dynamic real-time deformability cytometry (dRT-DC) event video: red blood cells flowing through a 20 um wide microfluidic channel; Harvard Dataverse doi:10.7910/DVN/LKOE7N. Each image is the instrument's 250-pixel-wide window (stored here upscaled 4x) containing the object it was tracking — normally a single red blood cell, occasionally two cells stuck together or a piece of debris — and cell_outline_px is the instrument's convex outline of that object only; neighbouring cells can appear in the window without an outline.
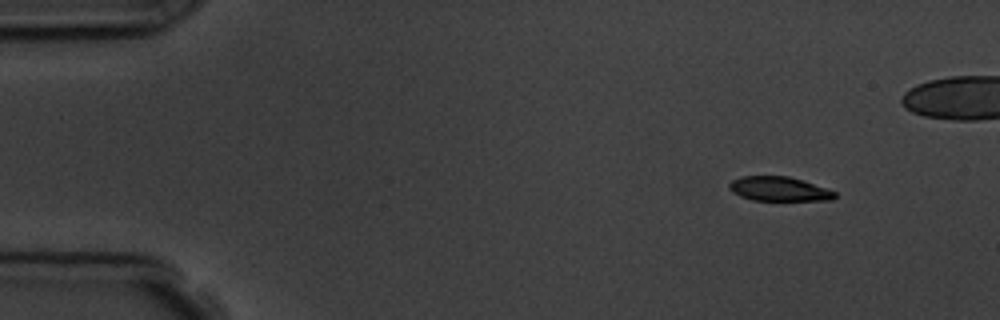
{"species": "common noctule bat (a hibernating species)", "species_latin": "Nyctalus noctula", "temperature_condition": "room temperature", "stored_images_in_passage": 5, "camera_frame_rate_fps": 3000, "um_per_image_px": 0.085, "animal": {"sex": "male", "body_mass_g": 19.5, "forearm_length_mm": 54.6}, "frame": {"image": 1, "passage_image": 1, "time_ms": 0.0, "image_size_px": [1000, 320], "cell_outline_px": [[836, 196], [832, 200], [752, 200], [740, 196], [732, 192], [728, 188], [728, 184], [732, 180], [740, 176], [788, 176], [828, 188], [836, 192]], "centroid_in_image_um": [66.2, 16.05], "position_along_channel_um": 18.8, "area_um2": 15.03}}